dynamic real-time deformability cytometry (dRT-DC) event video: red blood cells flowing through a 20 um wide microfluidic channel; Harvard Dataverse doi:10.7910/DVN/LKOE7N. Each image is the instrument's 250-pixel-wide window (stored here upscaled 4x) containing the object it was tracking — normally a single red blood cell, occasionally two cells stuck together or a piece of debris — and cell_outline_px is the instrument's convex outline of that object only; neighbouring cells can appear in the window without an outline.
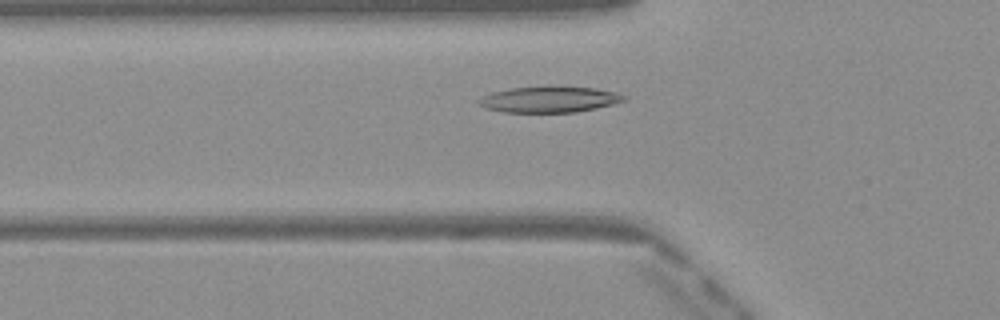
{"species": "Egyptian fruit bat (a non-hibernating species)", "species_latin": "Rousettus aegyptiacus", "temperature_condition": "warm", "stored_images_in_passage": 42, "camera_frame_rate_fps": 3000, "um_per_image_px": 0.085, "frame": {"image": 1, "passage_image": 10, "time_ms": 3.0, "image_size_px": [1000, 320], "cell_outline_px": [[624, 100], [612, 104], [596, 108], [576, 112], [504, 112], [484, 108], [476, 100], [492, 92], [508, 88], [596, 88], [616, 92], [624, 96]], "centroid_in_image_um": [46.65, 8.48], "position_along_channel_um": 79.2, "area_um2": 21.27}}
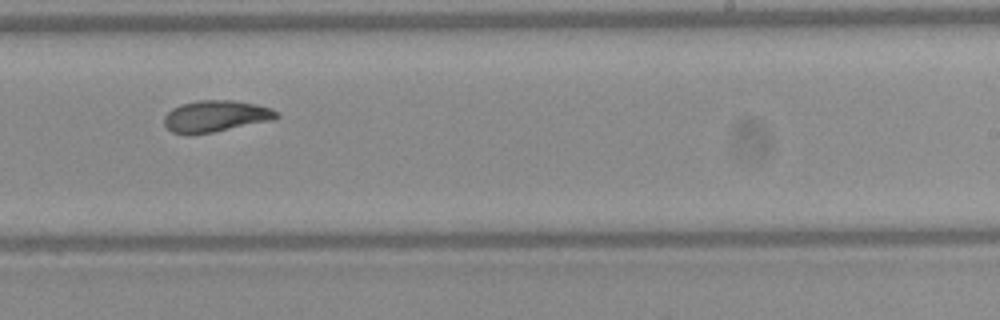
{"frame": {"image": 2, "passage_image": 24, "time_ms": 7.667, "image_size_px": [1000, 320], "cell_outline_px": [[280, 116], [272, 120], [212, 132], [188, 136], [172, 132], [164, 124], [164, 116], [172, 108], [180, 104], [196, 100], [232, 100], [256, 104], [272, 108], [280, 112]], "centroid_in_image_um": [18.32, 9.87], "position_along_channel_um": 270.7, "area_um2": 20.87}}
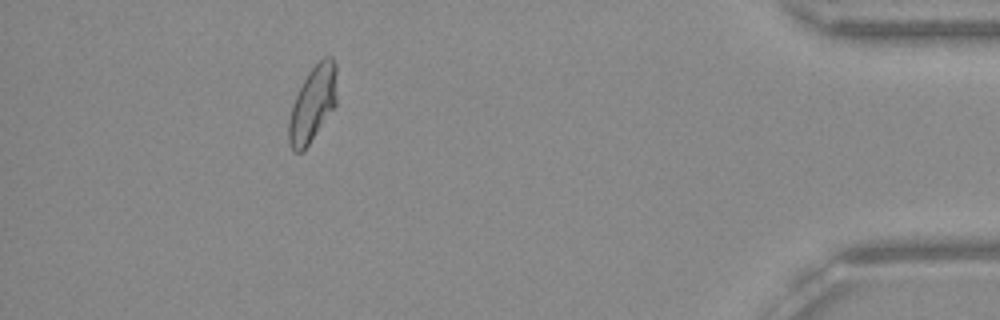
{"frame": {"image": 3, "passage_image": 38, "time_ms": 12.333, "image_size_px": [1000, 320], "cell_outline_px": [[336, 104], [308, 144], [300, 152], [292, 152], [288, 144], [288, 120], [292, 104], [308, 72], [324, 56], [332, 56], [336, 64]], "centroid_in_image_um": [26.56, 8.82], "position_along_channel_um": 408.6, "area_um2": 20.92}, "authors_computed_cell_mechanics": {"area_um2": 20.9814, "velocity_mm_per_s": 4.0825, "shape_relaxation_time_tau1_ms": 4.5309, "shape_relaxation_time_tau2_ms": 3.1634, "deformation_change_tau1": 0.17, "deformation_change_tau2": 0.0986}}